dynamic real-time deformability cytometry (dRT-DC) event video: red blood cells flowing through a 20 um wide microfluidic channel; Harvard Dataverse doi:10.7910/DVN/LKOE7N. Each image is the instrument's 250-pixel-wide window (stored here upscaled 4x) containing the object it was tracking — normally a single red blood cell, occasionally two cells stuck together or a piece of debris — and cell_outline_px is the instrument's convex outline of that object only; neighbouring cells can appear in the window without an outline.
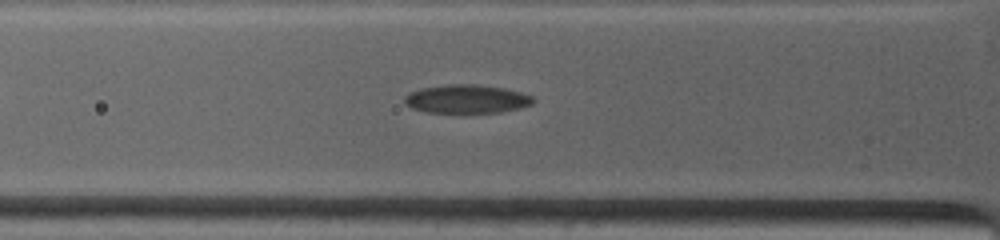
{"species": "common noctule bat (a hibernating species)", "species_latin": "Nyctalus noctula", "temperature_condition": "warm", "stored_images_in_passage": 35, "camera_frame_rate_fps": 4500, "um_per_image_px": 0.085, "animal": {"sex": "female", "body_mass_g": 19.0, "forearm_length_mm": 53.3}, "frame": {"image": 1, "passage_image": 2, "time_ms": 0.222, "image_size_px": [1000, 240], "cell_outline_px": [[536, 100], [532, 104], [520, 108], [500, 112], [464, 116], [460, 116], [424, 112], [412, 108], [404, 104], [404, 96], [408, 92], [424, 88], [448, 84], [476, 84], [504, 88], [520, 92], [532, 96]], "centroid_in_image_um": [39.63, 8.47], "position_along_channel_um": 86.2, "area_um2": 22.54}}
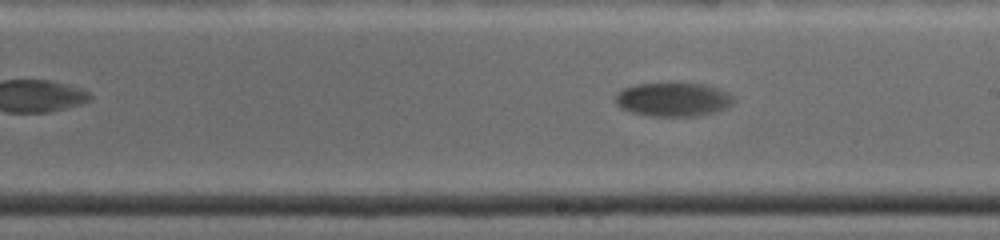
{"frame": {"image": 2, "passage_image": 18, "time_ms": 4.222, "image_size_px": [1000, 240], "cell_outline_px": [[736, 100], [728, 108], [696, 116], [652, 116], [632, 112], [620, 108], [616, 104], [616, 92], [624, 88], [636, 84], [704, 84], [728, 92]], "centroid_in_image_um": [57.22, 8.46], "position_along_channel_um": 231.8, "area_um2": 23.12}}
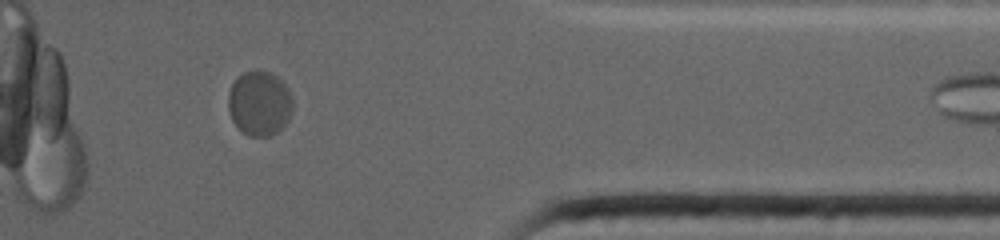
{"frame": {"image": 3, "passage_image": 32, "time_ms": 9.111, "image_size_px": [1000, 240], "cell_outline_px": [[292, 108], [288, 120], [276, 132], [268, 136], [248, 136], [232, 120], [228, 108], [228, 92], [236, 76], [244, 72], [256, 68], [272, 72], [288, 88], [292, 96]], "centroid_in_image_um": [22.04, 8.73], "position_along_channel_um": 389.4, "area_um2": 24.51}}